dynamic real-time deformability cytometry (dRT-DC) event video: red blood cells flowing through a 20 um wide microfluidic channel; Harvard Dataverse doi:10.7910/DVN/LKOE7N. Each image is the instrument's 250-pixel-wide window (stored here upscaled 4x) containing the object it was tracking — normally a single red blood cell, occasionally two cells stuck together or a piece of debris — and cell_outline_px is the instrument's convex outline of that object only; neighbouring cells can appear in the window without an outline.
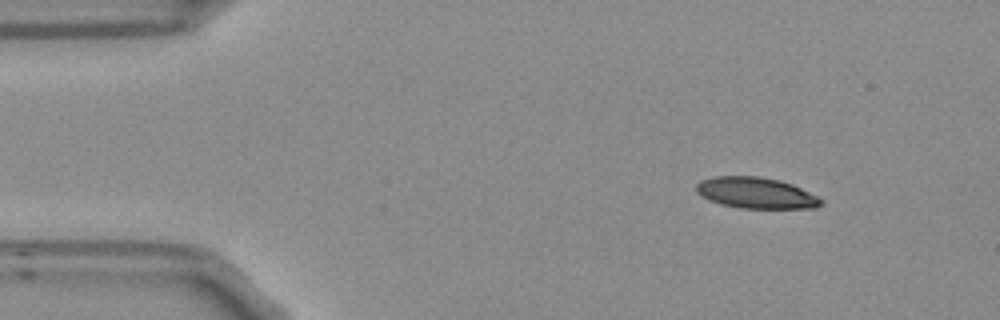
{"species": "Egyptian fruit bat (a non-hibernating species)", "species_latin": "Rousettus aegyptiacus", "temperature_condition": "room temperature", "stored_images_in_passage": 3, "camera_frame_rate_fps": 3000, "um_per_image_px": 0.085, "frame": {"image": 1, "passage_image": 1, "time_ms": 0.0, "image_size_px": [1000, 320], "cell_outline_px": [[824, 204], [816, 208], [740, 208], [720, 204], [696, 192], [696, 184], [700, 180], [712, 176], [756, 176], [780, 180], [792, 184], [824, 200]], "centroid_in_image_um": [64.27, 16.39], "position_along_channel_um": 20.7, "area_um2": 22.54}}